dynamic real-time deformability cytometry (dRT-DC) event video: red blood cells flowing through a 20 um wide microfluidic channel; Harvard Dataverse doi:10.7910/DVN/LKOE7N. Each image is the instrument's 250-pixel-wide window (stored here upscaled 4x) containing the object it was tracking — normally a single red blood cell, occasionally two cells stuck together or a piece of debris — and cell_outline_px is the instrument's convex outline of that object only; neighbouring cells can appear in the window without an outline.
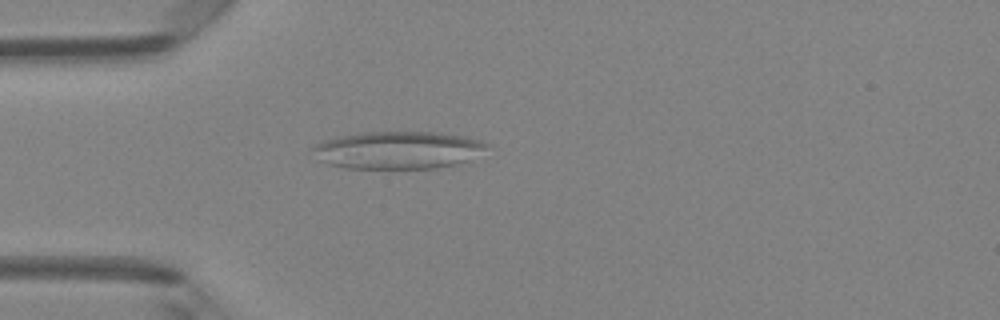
{"species": "Egyptian fruit bat (a non-hibernating species)", "species_latin": "Rousettus aegyptiacus", "temperature_condition": "room temperature", "stored_images_in_passage": 4, "camera_frame_rate_fps": 3000, "um_per_image_px": 0.085, "animal": {"sex": "female"}, "frame": {"image": 1, "passage_image": 4, "time_ms": 1.0, "image_size_px": [1000, 320], "cell_outline_px": [[492, 144], [468, 160], [456, 164], [436, 168], [344, 168], [328, 164], [316, 160], [312, 148], [316, 144], [324, 140], [340, 136], [364, 132], [436, 132], [464, 136], [480, 140]], "centroid_in_image_um": [33.8, 12.75], "position_along_channel_um": 51.2, "area_um2": 38.09}}